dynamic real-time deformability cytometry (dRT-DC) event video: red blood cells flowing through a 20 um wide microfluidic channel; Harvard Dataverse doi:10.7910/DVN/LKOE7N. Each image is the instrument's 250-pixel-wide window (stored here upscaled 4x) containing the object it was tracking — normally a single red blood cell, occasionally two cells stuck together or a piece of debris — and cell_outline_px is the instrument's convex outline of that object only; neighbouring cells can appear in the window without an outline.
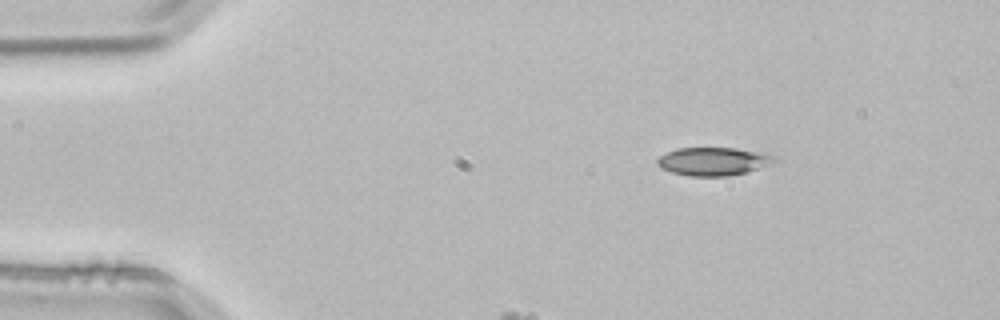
{"species": "common noctule bat (a hibernating species)", "species_latin": "Nyctalus noctula", "temperature_condition": "room temperature", "stored_images_in_passage": 4, "camera_frame_rate_fps": 3000, "um_per_image_px": 0.085, "animal": {"sex": "male", "body_mass_g": 21.5, "forearm_length_mm": 52.0}, "frame": {"image": 1, "passage_image": 2, "time_ms": 0.333, "image_size_px": [1000, 320], "cell_outline_px": [[780, 160], [748, 172], [728, 176], [688, 176], [672, 172], [660, 168], [656, 164], [656, 160], [660, 156], [676, 148], [736, 148], [756, 152], [772, 156]], "centroid_in_image_um": [60.59, 13.73], "position_along_channel_um": 24.4, "area_um2": 19.13}}